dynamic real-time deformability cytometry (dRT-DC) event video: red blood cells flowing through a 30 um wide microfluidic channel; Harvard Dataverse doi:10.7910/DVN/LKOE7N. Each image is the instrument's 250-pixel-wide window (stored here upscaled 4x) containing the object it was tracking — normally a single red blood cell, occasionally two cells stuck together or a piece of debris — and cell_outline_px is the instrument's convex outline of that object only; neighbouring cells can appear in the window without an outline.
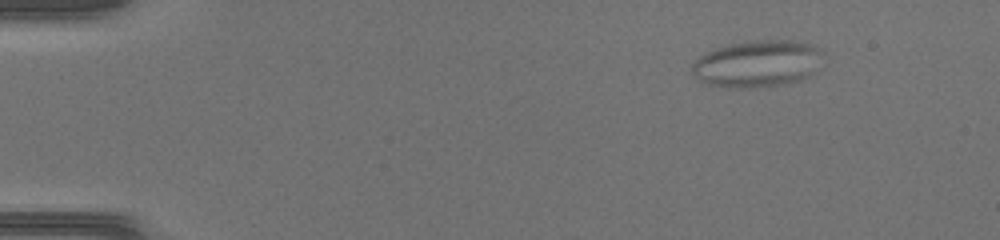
{"species": "common noctule bat (a hibernating species)", "species_latin": "Nyctalus noctula", "temperature_condition": "warm", "stored_images_in_passage": 47, "camera_frame_rate_fps": 3000, "um_per_image_px": 0.085, "animal": {"sex": "female", "body_mass_g": 17.0, "forearm_length_mm": 48.0}, "frame": {"image": 1, "passage_image": 7, "time_ms": 2.0, "image_size_px": [1000, 240], "cell_outline_px": [[816, 52], [812, 72], [808, 76], [800, 80], [784, 84], [748, 88], [728, 88], [708, 84], [700, 80], [692, 72], [692, 64], [700, 56], [716, 48], [728, 44], [748, 40], [792, 40], [812, 44], [816, 48]], "centroid_in_image_um": [64.25, 5.42], "position_along_channel_um": 20.7, "area_um2": 34.91}}
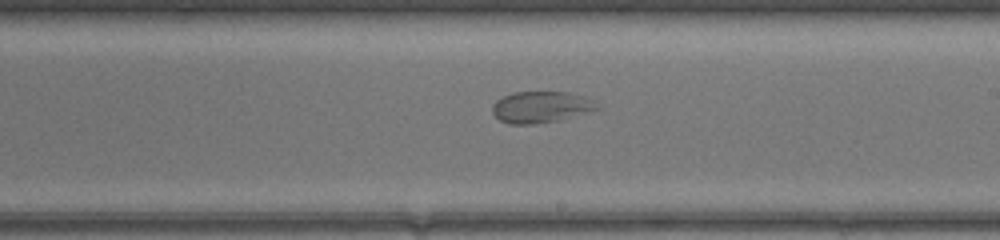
{"frame": {"image": 2, "passage_image": 29, "time_ms": 9.333, "image_size_px": [1000, 240], "cell_outline_px": [[600, 108], [556, 120], [532, 124], [508, 124], [500, 120], [492, 112], [492, 104], [496, 100], [512, 92], [572, 92], [596, 100]], "centroid_in_image_um": [45.97, 9.08], "position_along_channel_um": 243.0, "area_um2": 19.07}}
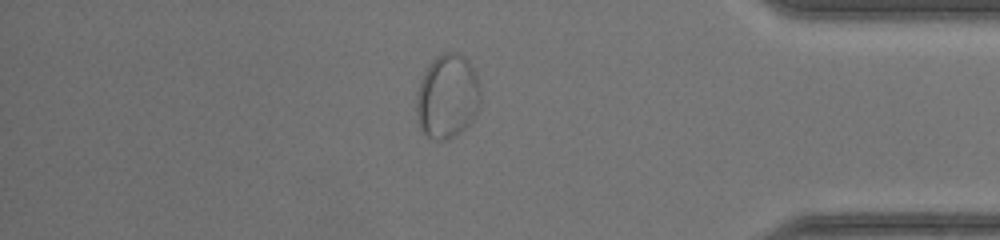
{"frame": {"image": 3, "passage_image": 41, "time_ms": 13.333, "image_size_px": [1000, 240], "cell_outline_px": [[480, 104], [476, 116], [460, 132], [448, 140], [436, 140], [428, 136], [420, 128], [416, 120], [416, 96], [420, 80], [428, 64], [436, 56], [444, 52], [456, 52], [464, 56], [468, 60], [476, 72], [480, 88]], "centroid_in_image_um": [38.02, 8.19], "position_along_channel_um": 397.2, "area_um2": 31.91}}